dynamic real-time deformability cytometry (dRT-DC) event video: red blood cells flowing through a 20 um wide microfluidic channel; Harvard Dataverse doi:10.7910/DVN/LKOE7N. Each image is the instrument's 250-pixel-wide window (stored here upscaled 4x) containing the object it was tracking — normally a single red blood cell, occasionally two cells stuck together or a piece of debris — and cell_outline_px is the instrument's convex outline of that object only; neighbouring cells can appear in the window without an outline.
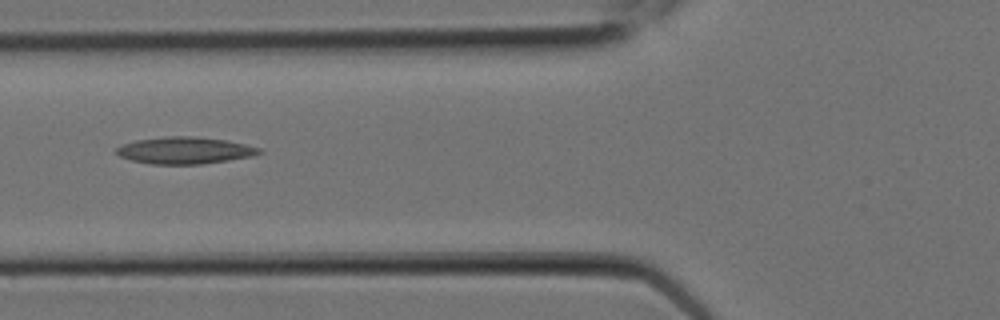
{"species": "Egyptian fruit bat (a non-hibernating species)", "species_latin": "Rousettus aegyptiacus", "temperature_condition": "room temperature", "stored_images_in_passage": 6, "camera_frame_rate_fps": 3000, "um_per_image_px": 0.085, "animal": {"sex": "female"}, "frame": {"image": 1, "passage_image": 3, "time_ms": 0.667, "image_size_px": [1000, 320], "cell_outline_px": [[264, 152], [252, 156], [228, 160], [200, 164], [152, 164], [132, 160], [120, 156], [116, 152], [116, 148], [120, 144], [136, 140], [168, 136], [192, 136], [228, 140], [260, 148]], "centroid_in_image_um": [15.7, 12.78], "position_along_channel_um": 110.1, "area_um2": 22.31}}
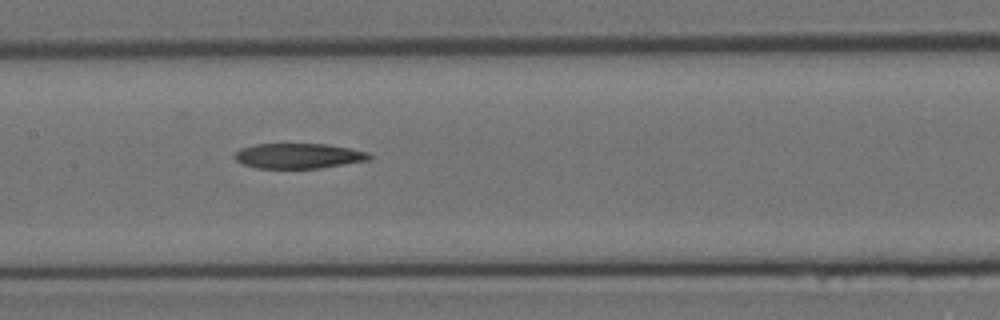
{"frame": {"image": 2, "passage_image": 5, "time_ms": 1.333, "image_size_px": [1000, 320], "cell_outline_px": [[372, 156], [368, 160], [320, 168], [256, 168], [244, 164], [236, 160], [232, 156], [240, 148], [252, 144], [328, 144], [368, 152]], "centroid_in_image_um": [25.33, 13.24], "position_along_channel_um": 182.1, "area_um2": 19.71}}
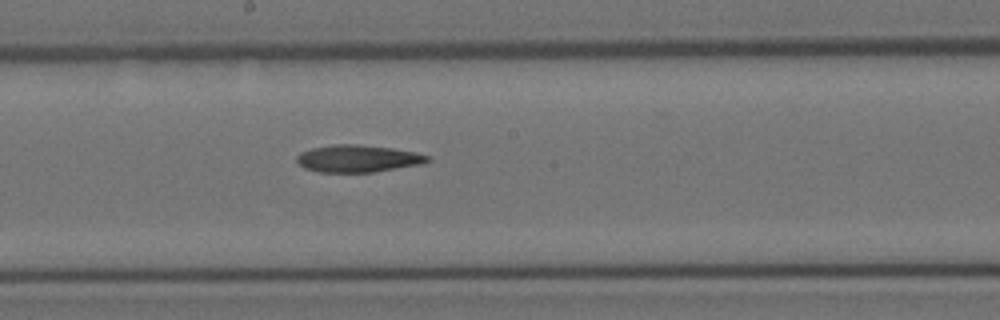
{"frame": {"image": 3, "passage_image": 6, "time_ms": 1.667, "image_size_px": [1000, 320], "cell_outline_px": [[432, 160], [420, 164], [372, 172], [316, 172], [304, 168], [296, 160], [296, 156], [300, 152], [312, 148], [336, 144], [356, 144], [392, 148], [416, 152], [432, 156]], "centroid_in_image_um": [30.42, 13.47], "position_along_channel_um": 217.8, "area_um2": 20.75}}